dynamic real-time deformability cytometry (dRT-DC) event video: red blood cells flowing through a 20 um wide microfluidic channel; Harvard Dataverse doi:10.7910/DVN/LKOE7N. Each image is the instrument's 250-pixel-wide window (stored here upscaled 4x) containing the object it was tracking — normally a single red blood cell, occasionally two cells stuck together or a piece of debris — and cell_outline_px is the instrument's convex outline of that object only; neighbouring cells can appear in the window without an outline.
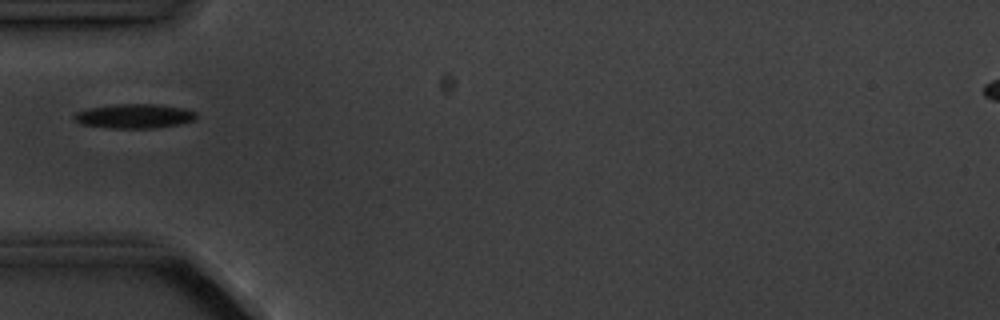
{"species": "common noctule bat (a hibernating species)", "species_latin": "Nyctalus noctula", "temperature_condition": "cold", "stored_images_in_passage": 9, "camera_frame_rate_fps": 3000, "um_per_image_px": 0.085, "animal": {"sex": "male", "body_mass_g": 20.1, "forearm_length_mm": 53.5}, "frame": {"image": 1, "passage_image": 6, "time_ms": 5.667, "image_size_px": [1000, 320], "cell_outline_px": [[196, 116], [192, 120], [180, 124], [156, 128], [108, 128], [80, 124], [72, 116], [76, 112], [88, 108], [116, 104], [160, 104], [184, 108], [196, 112]], "centroid_in_image_um": [11.4, 9.87], "position_along_channel_um": 73.6, "area_um2": 17.4}}